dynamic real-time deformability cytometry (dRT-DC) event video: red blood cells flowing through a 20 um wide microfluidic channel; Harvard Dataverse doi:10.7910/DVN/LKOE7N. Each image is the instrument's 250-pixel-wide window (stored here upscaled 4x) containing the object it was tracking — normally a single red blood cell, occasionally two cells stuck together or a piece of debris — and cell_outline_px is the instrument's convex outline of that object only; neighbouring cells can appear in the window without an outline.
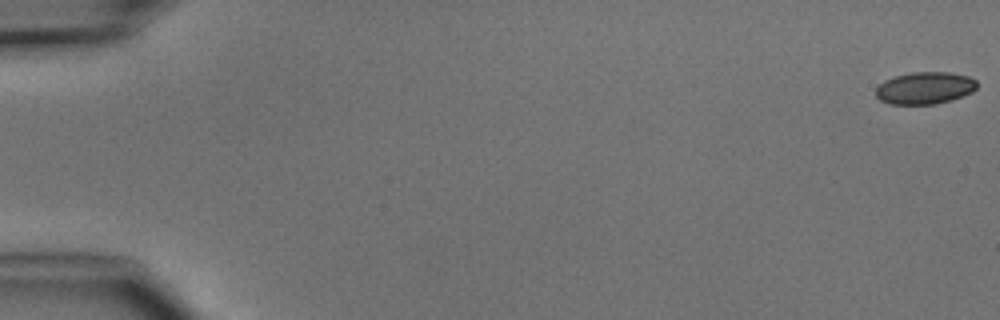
{"species": "common noctule bat (a hibernating species)", "species_latin": "Nyctalus noctula", "temperature_condition": "cold", "stored_images_in_passage": 5, "camera_frame_rate_fps": 3000, "um_per_image_px": 0.085, "animal": {"sex": "male", "body_mass_g": 15.6}, "frame": {"image": 1, "passage_image": 1, "time_ms": 0.0, "image_size_px": [1000, 320], "cell_outline_px": [[976, 88], [972, 92], [952, 100], [936, 104], [892, 104], [880, 100], [876, 96], [876, 88], [884, 80], [892, 76], [908, 72], [948, 72], [968, 76], [976, 80]], "centroid_in_image_um": [78.59, 7.47], "position_along_channel_um": 6.4, "area_um2": 19.07}}